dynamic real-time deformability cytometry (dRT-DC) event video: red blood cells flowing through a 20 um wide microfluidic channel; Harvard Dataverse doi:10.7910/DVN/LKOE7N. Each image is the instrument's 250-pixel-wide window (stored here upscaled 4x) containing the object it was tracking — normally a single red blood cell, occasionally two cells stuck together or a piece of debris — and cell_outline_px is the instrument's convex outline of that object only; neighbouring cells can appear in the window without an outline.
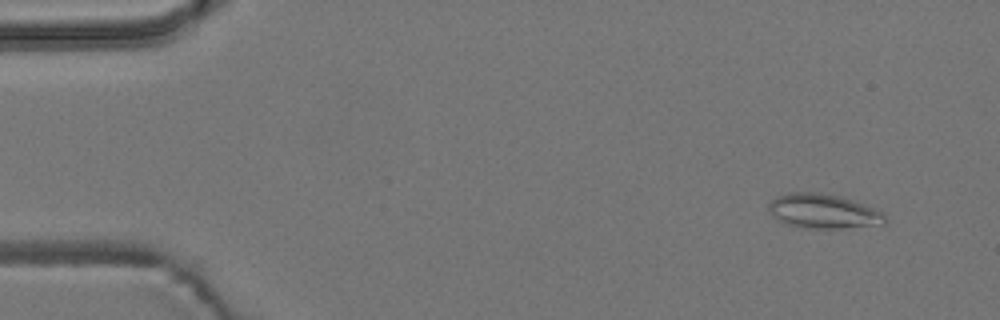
{"species": "common noctule bat (a hibernating species)", "species_latin": "Nyctalus noctula", "temperature_condition": "room temperature", "stored_images_in_passage": 6, "camera_frame_rate_fps": 3000, "um_per_image_px": 0.085, "animal": {"sex": "male", "body_mass_g": 19.2, "forearm_length_mm": 51.8}, "frame": {"image": 1, "passage_image": 1, "time_ms": 0.0, "image_size_px": [1000, 320], "cell_outline_px": [[888, 220], [884, 224], [840, 228], [812, 228], [788, 224], [772, 216], [768, 212], [768, 204], [776, 196], [788, 192], [820, 192], [840, 196], [852, 200], [884, 212]], "centroid_in_image_um": [69.98, 17.94], "position_along_channel_um": 15.0, "area_um2": 23.35}}
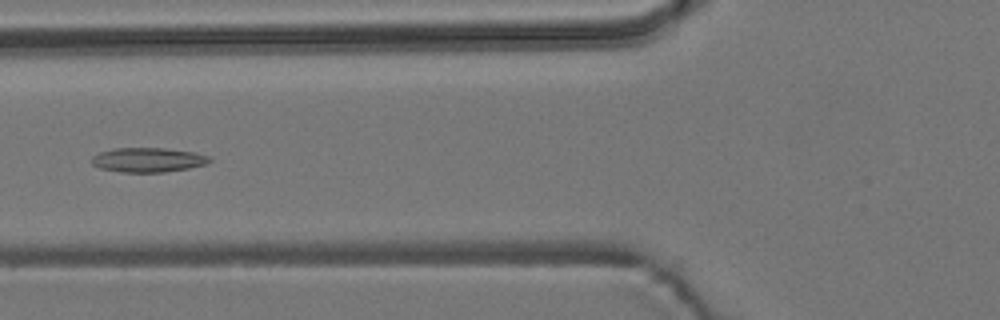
{"frame": {"image": 2, "passage_image": 6, "time_ms": 5.667, "image_size_px": [1000, 320], "cell_outline_px": [[212, 160], [208, 164], [188, 168], [164, 172], [120, 172], [100, 168], [92, 164], [92, 156], [100, 152], [112, 148], [164, 148], [196, 152], [208, 156]], "centroid_in_image_um": [12.59, 13.58], "position_along_channel_um": 113.2, "area_um2": 16.88}}